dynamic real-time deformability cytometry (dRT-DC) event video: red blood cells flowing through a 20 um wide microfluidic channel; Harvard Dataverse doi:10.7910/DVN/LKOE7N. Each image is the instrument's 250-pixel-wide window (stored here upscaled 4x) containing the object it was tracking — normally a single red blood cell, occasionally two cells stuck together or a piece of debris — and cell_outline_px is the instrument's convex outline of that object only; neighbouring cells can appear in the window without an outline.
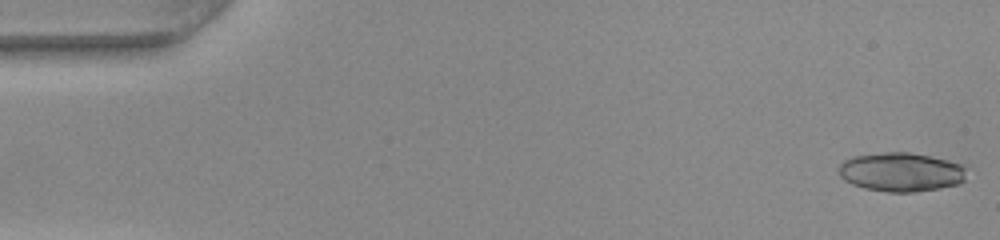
{"species": "common noctule bat (a hibernating species)", "species_latin": "Nyctalus noctula", "temperature_condition": "warm", "stored_images_in_passage": 49, "camera_frame_rate_fps": 3000, "um_per_image_px": 0.085, "animal": {"sex": "female", "body_mass_g": 22.0, "forearm_length_mm": 56.7}, "frame": {"image": 1, "passage_image": 1, "time_ms": 0.0, "image_size_px": [1000, 240], "cell_outline_px": [[964, 180], [960, 184], [940, 188], [916, 192], [888, 192], [864, 188], [852, 184], [844, 180], [840, 176], [840, 164], [844, 160], [852, 156], [884, 152], [908, 152], [948, 160], [964, 164]], "centroid_in_image_um": [76.59, 14.62], "position_along_channel_um": 8.4, "area_um2": 29.07}}
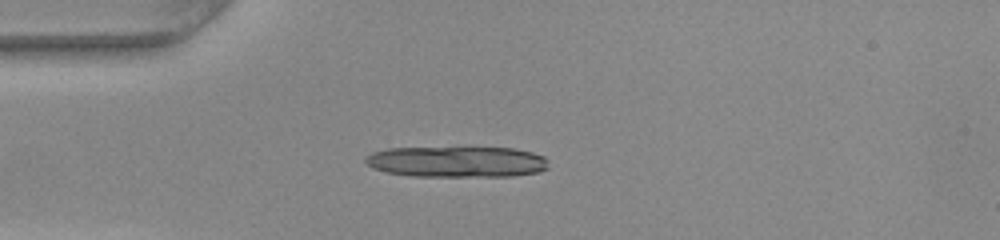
{"frame": {"image": 2, "passage_image": 13, "time_ms": 4.0, "image_size_px": [1000, 240], "cell_outline_px": [[548, 168], [540, 172], [512, 176], [412, 176], [388, 172], [372, 168], [364, 160], [364, 156], [372, 152], [388, 148], [512, 148], [532, 152], [544, 156], [548, 160]], "centroid_in_image_um": [38.85, 13.75], "position_along_channel_um": 46.2, "area_um2": 33.06}, "authors_computed_cell_mechanics": {"area_um2": 28.322, "velocity_mm_per_s": 4.1031, "shape_relaxation_time_tau1_ms": 3.7865, "shape_relaxation_time_tau2_ms": 1.3475, "deformation_change_tau1": 0.2044, "deformation_change_tau2": 0.0678}}